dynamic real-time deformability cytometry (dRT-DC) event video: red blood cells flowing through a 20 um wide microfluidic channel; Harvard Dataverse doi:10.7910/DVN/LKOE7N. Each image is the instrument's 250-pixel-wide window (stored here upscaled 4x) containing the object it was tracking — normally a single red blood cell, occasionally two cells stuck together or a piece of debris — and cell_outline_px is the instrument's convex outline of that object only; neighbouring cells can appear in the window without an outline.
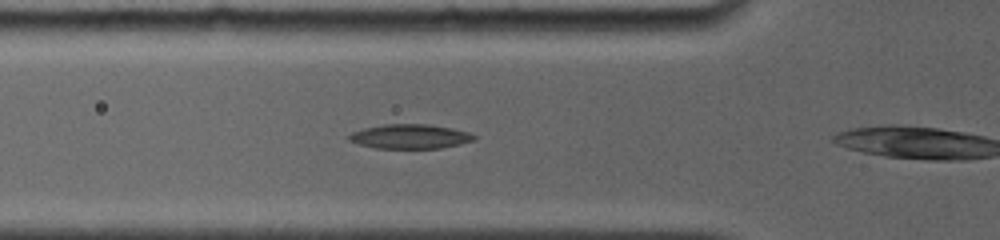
{"species": "common noctule bat (a hibernating species)", "species_latin": "Nyctalus noctula", "temperature_condition": "room temperature", "stored_images_in_passage": 2, "camera_frame_rate_fps": 4000, "um_per_image_px": 0.085, "animal": {"sex": "female", "body_mass_g": 19.0, "forearm_length_mm": 56.7}, "frame": {"image": 1, "passage_image": 2, "time_ms": 0.5, "image_size_px": [1000, 240], "cell_outline_px": [[476, 140], [440, 148], [376, 148], [360, 144], [348, 140], [348, 136], [352, 132], [364, 128], [384, 124], [428, 124], [452, 128], [468, 132], [476, 136]], "centroid_in_image_um": [34.86, 11.59], "position_along_channel_um": 90.9, "area_um2": 17.69}}